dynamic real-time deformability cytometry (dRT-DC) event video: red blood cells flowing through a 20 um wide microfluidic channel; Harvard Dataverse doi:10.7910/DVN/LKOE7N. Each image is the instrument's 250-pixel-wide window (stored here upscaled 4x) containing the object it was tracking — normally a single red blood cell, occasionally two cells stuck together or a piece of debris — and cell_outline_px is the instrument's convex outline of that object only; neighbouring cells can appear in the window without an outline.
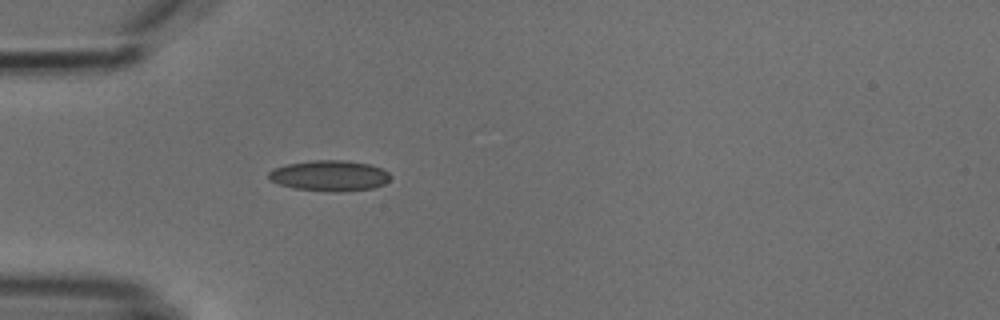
{"species": "common noctule bat (a hibernating species)", "species_latin": "Nyctalus noctula", "temperature_condition": "cold", "stored_images_in_passage": 1, "camera_frame_rate_fps": 3000, "um_per_image_px": 0.085, "animal": {"sex": "male", "body_mass_g": 18.8}, "frame": {"image": 1, "passage_image": 1, "time_ms": 0.0, "image_size_px": [1000, 320], "cell_outline_px": [[392, 176], [384, 184], [372, 188], [340, 192], [328, 192], [292, 188], [268, 180], [268, 172], [272, 168], [288, 164], [312, 160], [344, 160], [368, 164], [380, 168], [388, 172]], "centroid_in_image_um": [27.97, 14.94], "position_along_channel_um": 57.0, "area_um2": 21.91}}